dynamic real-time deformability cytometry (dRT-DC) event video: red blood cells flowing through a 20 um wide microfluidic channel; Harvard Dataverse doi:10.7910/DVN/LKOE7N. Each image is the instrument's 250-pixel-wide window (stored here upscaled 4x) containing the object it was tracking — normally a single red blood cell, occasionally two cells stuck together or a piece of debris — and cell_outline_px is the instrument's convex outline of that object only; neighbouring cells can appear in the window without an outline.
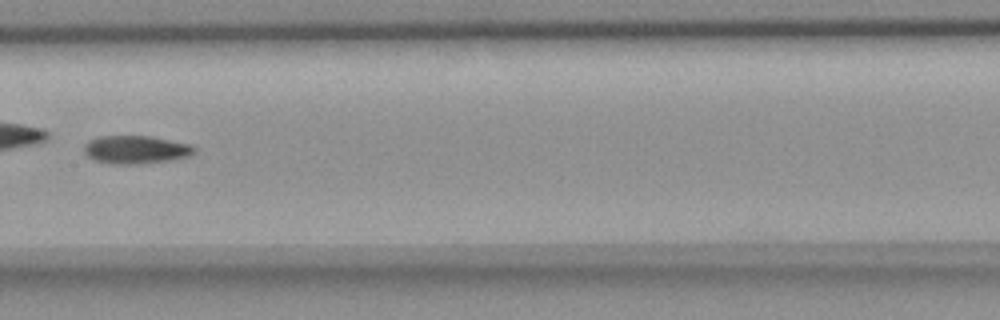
{"species": "common noctule bat (a hibernating species)", "species_latin": "Nyctalus noctula", "temperature_condition": "room temperature", "stored_images_in_passage": 10, "camera_frame_rate_fps": 3000, "um_per_image_px": 0.085, "animal": {"sex": "female", "body_mass_g": 18.4}, "frame": {"image": 1, "passage_image": 9, "time_ms": 9.333, "image_size_px": [1000, 320], "cell_outline_px": [[196, 152], [188, 156], [168, 160], [132, 164], [112, 164], [96, 160], [88, 156], [84, 152], [84, 144], [88, 140], [96, 136], [152, 136], [192, 144], [196, 148]], "centroid_in_image_um": [11.54, 12.7], "position_along_channel_um": 195.9, "area_um2": 18.09}}
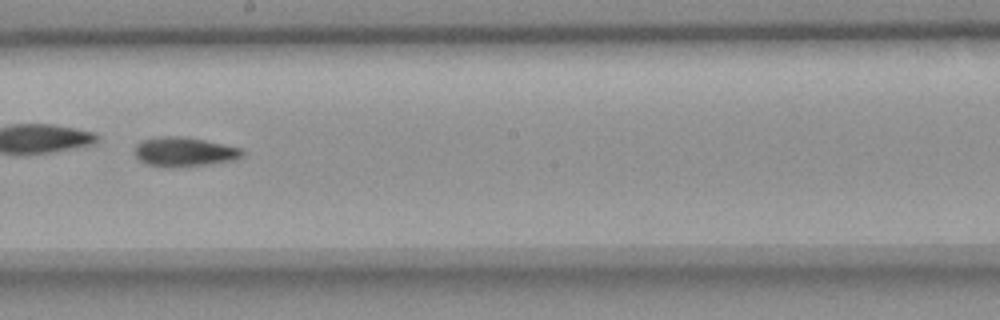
{"frame": {"image": 2, "passage_image": 10, "time_ms": 10.333, "image_size_px": [1000, 320], "cell_outline_px": [[244, 156], [236, 160], [172, 168], [148, 164], [140, 160], [136, 156], [136, 144], [140, 140], [160, 136], [184, 136], [204, 140], [240, 148], [244, 152]], "centroid_in_image_um": [15.66, 12.9], "position_along_channel_um": 232.5, "area_um2": 18.32}}